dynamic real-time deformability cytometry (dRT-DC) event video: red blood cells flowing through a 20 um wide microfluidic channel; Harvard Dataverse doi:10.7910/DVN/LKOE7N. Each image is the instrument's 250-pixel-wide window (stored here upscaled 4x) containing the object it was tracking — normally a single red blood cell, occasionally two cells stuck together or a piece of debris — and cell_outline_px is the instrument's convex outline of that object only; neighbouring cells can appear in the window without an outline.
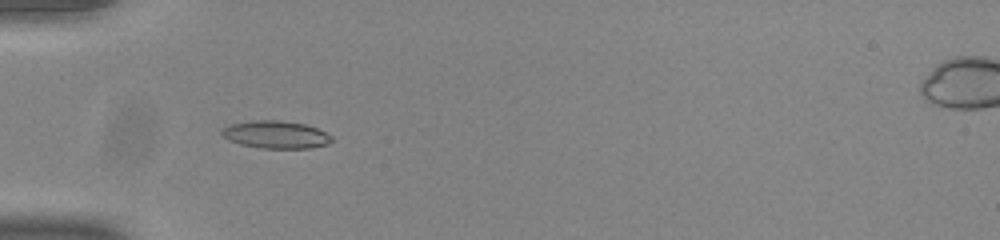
{"species": "common noctule bat (a hibernating species)", "species_latin": "Nyctalus noctula", "temperature_condition": "room temperature", "stored_images_in_passage": 29, "camera_frame_rate_fps": 3000, "um_per_image_px": 0.085, "animal": {"sex": "male", "body_mass_g": 20.0, "forearm_length_mm": 53.3}, "frame": {"image": 1, "passage_image": 1, "time_ms": 0.0, "image_size_px": [1000, 240], "cell_outline_px": [[332, 140], [328, 144], [308, 148], [260, 148], [240, 144], [228, 140], [220, 132], [224, 128], [232, 124], [252, 120], [280, 120], [304, 124], [316, 128], [332, 136]], "centroid_in_image_um": [23.44, 11.44], "position_along_channel_um": 61.6, "area_um2": 17.51}}
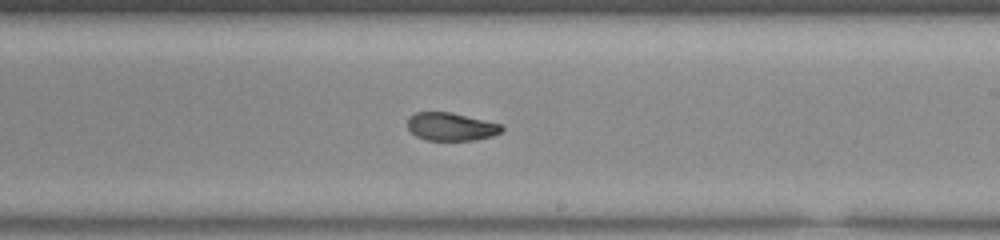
{"frame": {"image": 2, "passage_image": 16, "time_ms": 5.0, "image_size_px": [1000, 240], "cell_outline_px": [[504, 128], [500, 132], [492, 136], [476, 140], [428, 140], [416, 136], [408, 128], [408, 116], [416, 112], [452, 112], [500, 124]], "centroid_in_image_um": [38.32, 10.76], "position_along_channel_um": 250.7, "area_um2": 15.32}}
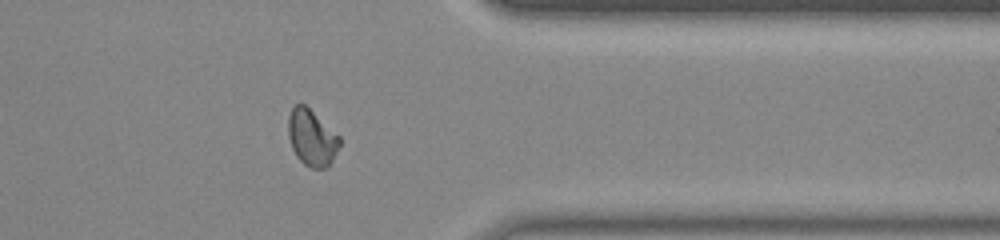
{"frame": {"image": 3, "passage_image": 27, "time_ms": 8.667, "image_size_px": [1000, 240], "cell_outline_px": [[340, 144], [332, 160], [324, 168], [312, 168], [304, 164], [296, 156], [292, 148], [288, 136], [288, 116], [292, 108], [296, 104], [304, 104], [340, 136]], "centroid_in_image_um": [26.48, 11.7], "position_along_channel_um": 384.9, "area_um2": 16.65}, "authors_computed_cell_mechanics": {"area_um2": 16.184, "velocity_mm_per_s": 3.8857, "shape_relaxation_time_tau1_ms": null, "shape_relaxation_time_tau2_ms": 2.1763, "deformation_change_tau1": null, "deformation_change_tau2": 0.0643}}